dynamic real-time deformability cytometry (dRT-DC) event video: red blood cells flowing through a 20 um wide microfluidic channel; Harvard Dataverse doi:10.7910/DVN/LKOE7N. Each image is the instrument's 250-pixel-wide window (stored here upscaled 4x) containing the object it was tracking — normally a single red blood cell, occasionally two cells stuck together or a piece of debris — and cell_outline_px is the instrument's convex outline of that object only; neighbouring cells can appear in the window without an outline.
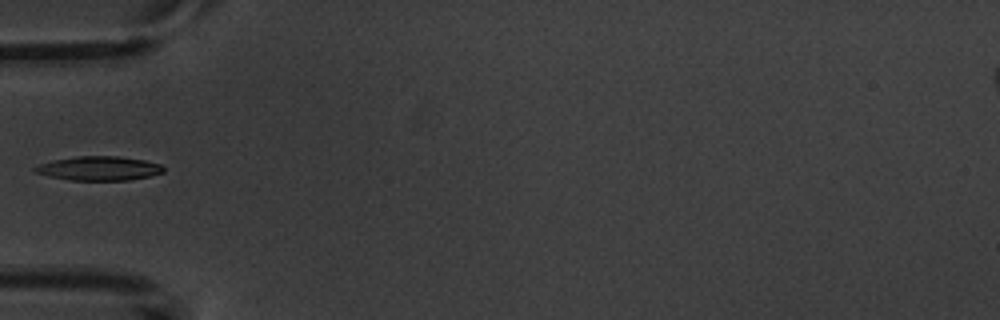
{"species": "common noctule bat (a hibernating species)", "species_latin": "Nyctalus noctula", "temperature_condition": "warm", "stored_images_in_passage": 4, "camera_frame_rate_fps": 3000, "um_per_image_px": 0.085, "animal": {"sex": "male", "body_mass_g": 20.1, "forearm_length_mm": 53.5}, "frame": {"image": 1, "passage_image": 3, "time_ms": 2.333, "image_size_px": [1000, 320], "cell_outline_px": [[164, 172], [148, 176], [128, 180], [72, 180], [48, 176], [36, 172], [32, 168], [40, 164], [52, 160], [76, 156], [120, 156], [144, 160], [160, 164], [164, 168]], "centroid_in_image_um": [8.41, 14.3], "position_along_channel_um": 76.6, "area_um2": 17.98}}
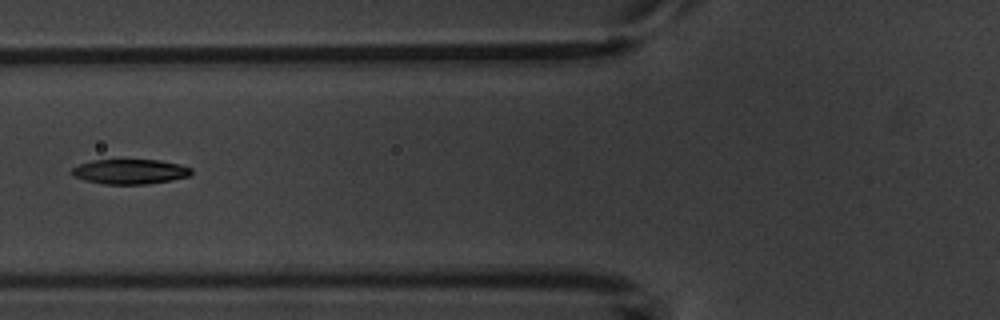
{"frame": {"image": 2, "passage_image": 4, "time_ms": 3.333, "image_size_px": [1000, 320], "cell_outline_px": [[192, 172], [188, 176], [172, 180], [148, 184], [104, 184], [84, 180], [72, 176], [72, 168], [80, 164], [92, 160], [160, 160], [180, 164], [192, 168]], "centroid_in_image_um": [11.05, 14.59], "position_along_channel_um": 114.7, "area_um2": 17.34}}